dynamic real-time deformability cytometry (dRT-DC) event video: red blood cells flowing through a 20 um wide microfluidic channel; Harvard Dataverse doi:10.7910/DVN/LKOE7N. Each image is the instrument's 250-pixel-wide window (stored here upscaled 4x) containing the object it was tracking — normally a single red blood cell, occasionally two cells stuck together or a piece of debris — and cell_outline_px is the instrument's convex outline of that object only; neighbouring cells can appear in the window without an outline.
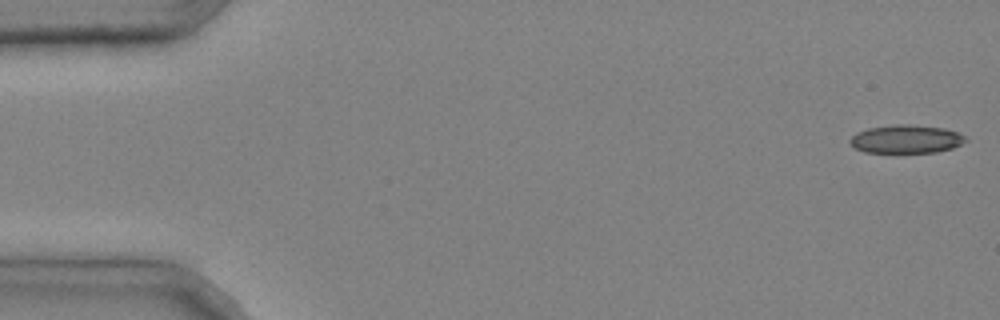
{"species": "common noctule bat (a hibernating species)", "species_latin": "Nyctalus noctula", "temperature_condition": "cold", "stored_images_in_passage": 7, "camera_frame_rate_fps": 3000, "um_per_image_px": 0.085, "animal": {"sex": "male", "body_mass_g": 20.4}, "frame": {"image": 1, "passage_image": 1, "time_ms": 0.0, "image_size_px": [1000, 320], "cell_outline_px": [[968, 140], [952, 148], [936, 152], [864, 152], [856, 148], [848, 140], [856, 132], [868, 128], [896, 124], [908, 124], [944, 128], [960, 132]], "centroid_in_image_um": [77.03, 11.81], "position_along_channel_um": 8.0, "area_um2": 19.02}}
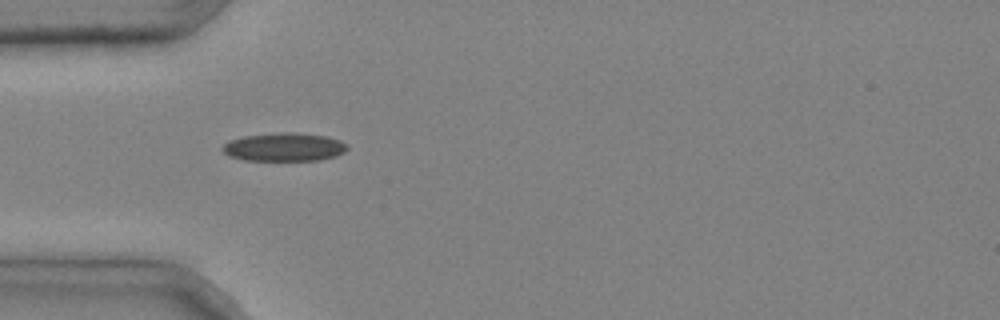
{"frame": {"image": 2, "passage_image": 4, "time_ms": 1.0, "image_size_px": [1000, 320], "cell_outline_px": [[348, 148], [344, 152], [336, 156], [320, 160], [244, 160], [228, 156], [220, 148], [228, 140], [244, 136], [280, 132], [296, 132], [328, 136], [340, 140], [348, 144]], "centroid_in_image_um": [24.16, 12.49], "position_along_channel_um": 60.8, "area_um2": 20.87}}
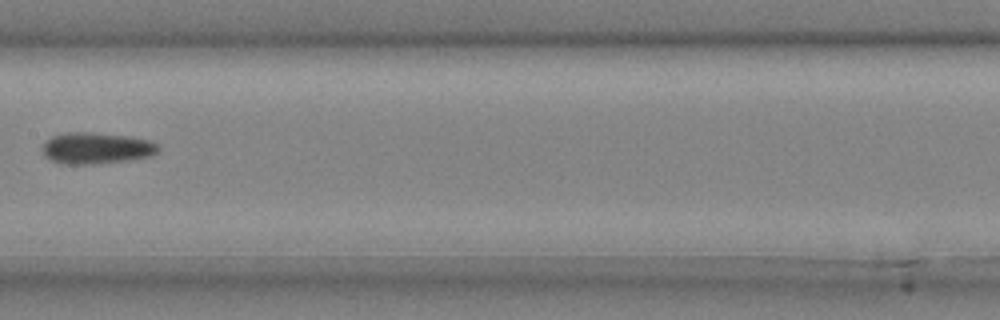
{"frame": {"image": 3, "passage_image": 7, "time_ms": 2.0, "image_size_px": [1000, 320], "cell_outline_px": [[160, 148], [152, 156], [128, 160], [92, 164], [60, 164], [44, 156], [44, 144], [52, 136], [68, 132], [88, 132], [128, 136], [148, 140], [156, 144]], "centroid_in_image_um": [8.19, 12.6], "position_along_channel_um": 199.2, "area_um2": 20.98}}